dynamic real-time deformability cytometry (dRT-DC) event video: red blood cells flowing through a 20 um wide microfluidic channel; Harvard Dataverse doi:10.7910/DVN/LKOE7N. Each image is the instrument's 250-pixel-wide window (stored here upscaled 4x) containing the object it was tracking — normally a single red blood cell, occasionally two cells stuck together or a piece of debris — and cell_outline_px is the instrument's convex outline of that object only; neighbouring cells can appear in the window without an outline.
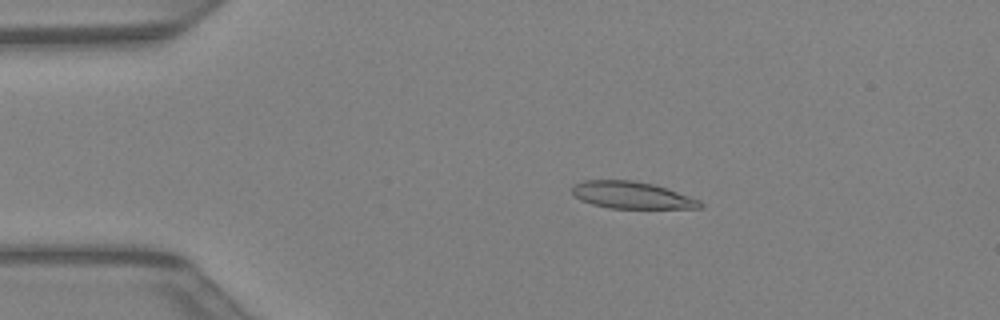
{"species": "Egyptian fruit bat (a non-hibernating species)", "species_latin": "Rousettus aegyptiacus", "temperature_condition": "warm", "stored_images_in_passage": 36, "camera_frame_rate_fps": 3000, "um_per_image_px": 0.085, "animal": {"sex": "female"}, "frame": {"image": 1, "passage_image": 2, "time_ms": 0.333, "image_size_px": [1000, 320], "cell_outline_px": [[704, 204], [700, 208], [608, 208], [592, 204], [580, 200], [572, 192], [572, 188], [576, 184], [584, 180], [632, 180], [652, 184], [700, 200]], "centroid_in_image_um": [53.68, 16.59], "position_along_channel_um": 31.3, "area_um2": 19.83}}
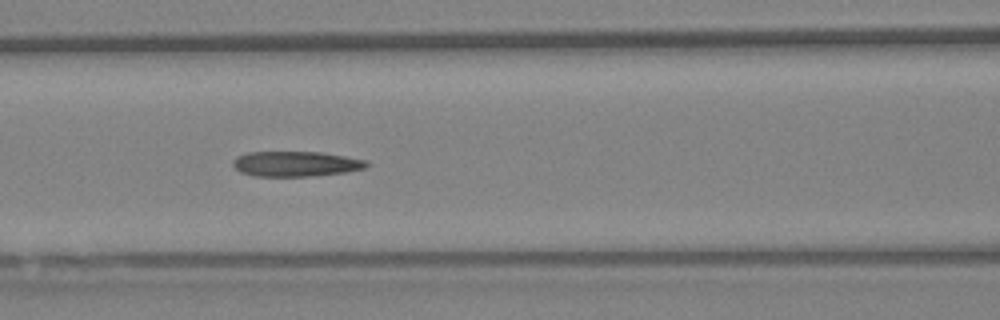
{"frame": {"image": 2, "passage_image": 12, "time_ms": 3.667, "image_size_px": [1000, 320], "cell_outline_px": [[368, 168], [348, 172], [312, 176], [252, 176], [240, 172], [232, 164], [232, 160], [236, 156], [248, 152], [324, 152], [368, 160]], "centroid_in_image_um": [25.17, 13.93], "position_along_channel_um": 141.4, "area_um2": 19.94}}
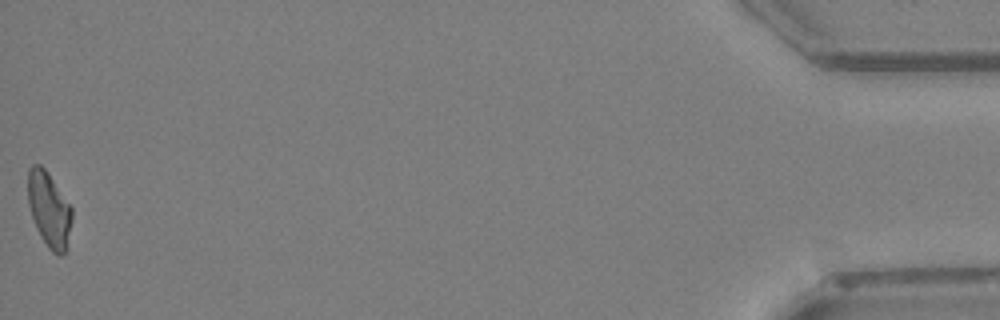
{"frame": {"image": 3, "passage_image": 36, "time_ms": 11.667, "image_size_px": [1000, 320], "cell_outline_px": [[72, 220], [68, 248], [60, 256], [56, 256], [48, 248], [40, 236], [36, 228], [28, 204], [28, 168], [32, 164], [40, 164], [48, 172], [72, 208]], "centroid_in_image_um": [4.18, 17.84], "position_along_channel_um": 431.0, "area_um2": 19.54}}